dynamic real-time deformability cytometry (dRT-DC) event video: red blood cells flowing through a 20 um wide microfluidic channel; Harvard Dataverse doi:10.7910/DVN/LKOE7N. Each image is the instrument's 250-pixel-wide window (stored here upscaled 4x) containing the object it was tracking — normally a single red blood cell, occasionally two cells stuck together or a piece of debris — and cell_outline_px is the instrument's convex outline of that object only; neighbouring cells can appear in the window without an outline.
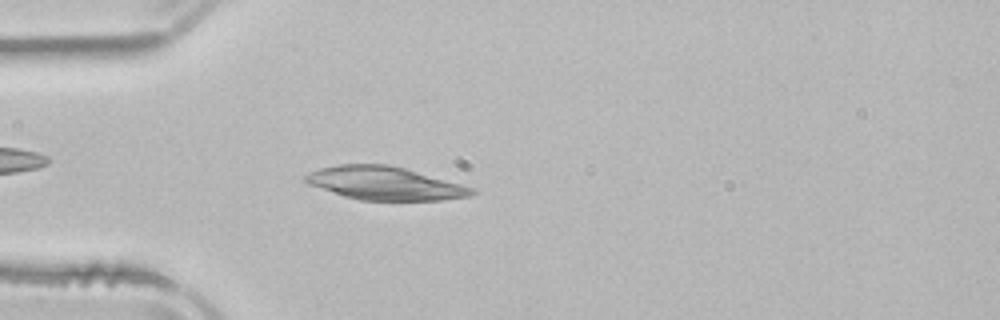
{"species": "common noctule bat (a hibernating species)", "species_latin": "Nyctalus noctula", "temperature_condition": "room temperature", "stored_images_in_passage": 4, "camera_frame_rate_fps": 3000, "um_per_image_px": 0.085, "animal": {"sex": "male", "body_mass_g": 21.5, "forearm_length_mm": 52.0}, "frame": {"image": 1, "passage_image": 4, "time_ms": 4.0, "image_size_px": [1000, 320], "cell_outline_px": [[480, 192], [472, 196], [440, 200], [360, 200], [344, 196], [308, 184], [304, 180], [304, 176], [320, 168], [340, 164], [388, 164], [404, 168], [460, 184], [472, 188]], "centroid_in_image_um": [32.72, 15.58], "position_along_channel_um": 52.3, "area_um2": 31.91}}